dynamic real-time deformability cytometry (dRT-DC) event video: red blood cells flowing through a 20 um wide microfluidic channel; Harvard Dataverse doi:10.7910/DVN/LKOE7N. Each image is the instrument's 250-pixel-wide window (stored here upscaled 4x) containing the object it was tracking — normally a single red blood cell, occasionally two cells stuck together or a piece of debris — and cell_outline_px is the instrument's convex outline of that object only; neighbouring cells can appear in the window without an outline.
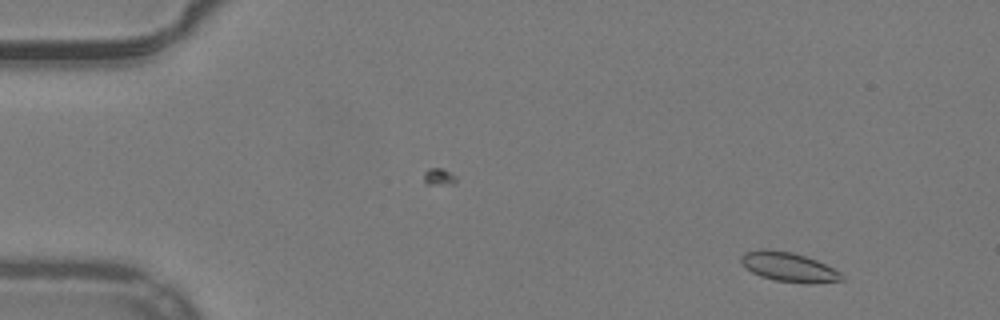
{"species": "common noctule bat (a hibernating species)", "species_latin": "Nyctalus noctula", "temperature_condition": "warm", "stored_images_in_passage": 53, "camera_frame_rate_fps": 3000, "um_per_image_px": 0.085, "animal": {"sex": "male", "body_mass_g": 19.2, "forearm_length_mm": 51.8}, "frame": {"image": 1, "passage_image": 6, "time_ms": 1.667, "image_size_px": [1000, 320], "cell_outline_px": [[844, 280], [812, 284], [776, 280], [760, 276], [752, 272], [740, 264], [740, 256], [744, 252], [760, 248], [768, 248], [792, 252], [816, 260], [840, 272], [844, 276]], "centroid_in_image_um": [67.0, 22.68], "position_along_channel_um": 18.0, "area_um2": 17.4}}
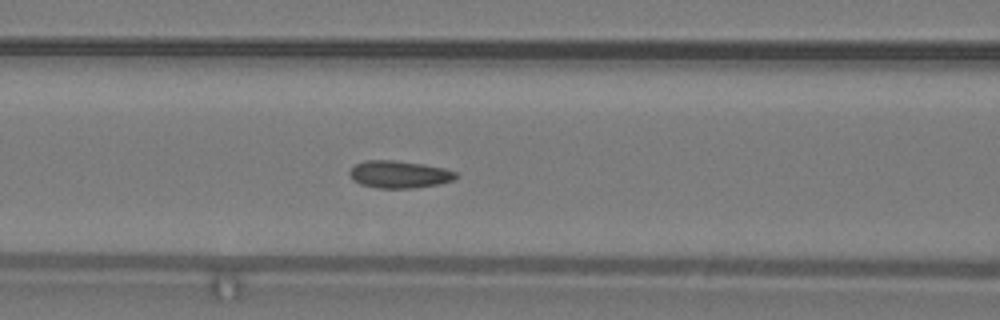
{"frame": {"image": 2, "passage_image": 23, "time_ms": 7.333, "image_size_px": [1000, 320], "cell_outline_px": [[460, 176], [452, 180], [440, 184], [412, 188], [376, 188], [360, 184], [352, 180], [348, 172], [356, 164], [364, 160], [392, 160], [424, 164], [444, 168], [456, 172]], "centroid_in_image_um": [33.93, 14.82], "position_along_channel_um": 132.7, "area_um2": 17.05}}
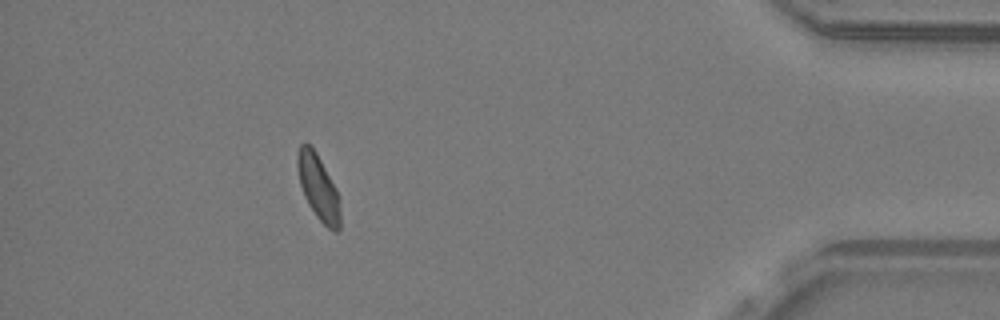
{"frame": {"image": 3, "passage_image": 48, "time_ms": 15.667, "image_size_px": [1000, 320], "cell_outline_px": [[340, 228], [336, 232], [328, 228], [316, 216], [308, 204], [304, 196], [300, 184], [296, 164], [296, 156], [300, 144], [304, 140], [316, 152], [336, 188], [340, 196]], "centroid_in_image_um": [27.05, 15.91], "position_along_channel_um": 408.1, "area_um2": 16.42}, "authors_computed_cell_mechanics": {"area_um2": 16.762, "velocity_mm_per_s": 3.9443, "shape_relaxation_time_tau1_ms": 6.9127, "shape_relaxation_time_tau2_ms": 1.8339, "deformation_change_tau1": 0.1129, "deformation_change_tau2": 0.0664}}